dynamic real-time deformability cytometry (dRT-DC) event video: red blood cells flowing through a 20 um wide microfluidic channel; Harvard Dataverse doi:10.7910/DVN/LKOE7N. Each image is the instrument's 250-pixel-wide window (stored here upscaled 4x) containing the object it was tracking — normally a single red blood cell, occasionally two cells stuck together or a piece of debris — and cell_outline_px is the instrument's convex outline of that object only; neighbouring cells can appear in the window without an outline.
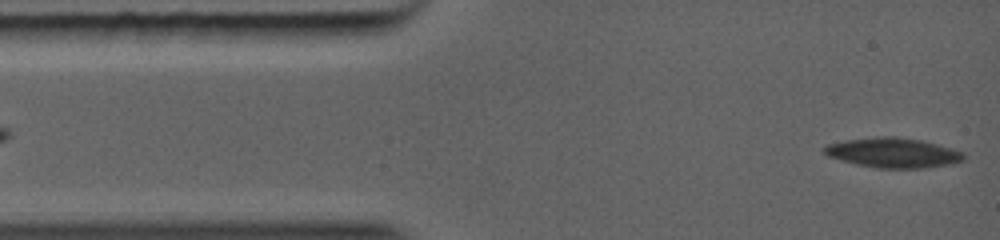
{"species": "common noctule bat (a hibernating species)", "species_latin": "Nyctalus noctula", "temperature_condition": "warm", "stored_images_in_passage": 12, "camera_frame_rate_fps": 5000, "um_per_image_px": 0.085, "animal": {"sex": "female", "body_mass_g": 19.0, "forearm_length_mm": 56.7}, "frame": {"image": 1, "passage_image": 1, "time_ms": 0.0, "image_size_px": [1000, 240], "cell_outline_px": [[964, 160], [952, 164], [924, 168], [876, 168], [856, 164], [840, 160], [828, 156], [824, 152], [824, 144], [844, 140], [880, 136], [892, 136], [924, 140], [952, 148], [964, 152]], "centroid_in_image_um": [75.92, 12.98], "position_along_channel_um": 9.1, "area_um2": 24.51}}
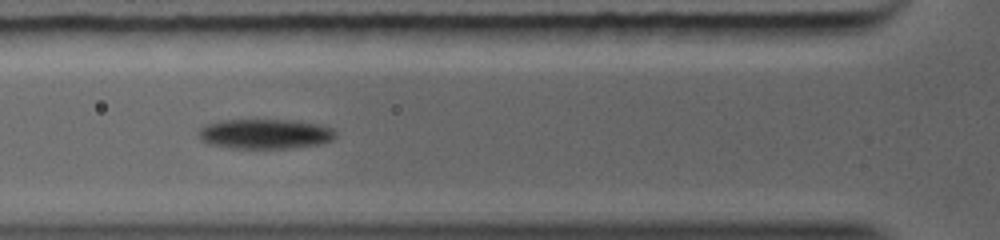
{"frame": {"image": 2, "passage_image": 7, "time_ms": 3.4, "image_size_px": [1000, 240], "cell_outline_px": [[336, 136], [332, 140], [316, 144], [292, 148], [232, 148], [208, 144], [200, 140], [196, 132], [204, 124], [224, 120], [296, 120], [320, 124], [332, 128], [336, 132]], "centroid_in_image_um": [22.49, 11.37], "position_along_channel_um": 103.3, "area_um2": 24.04}}
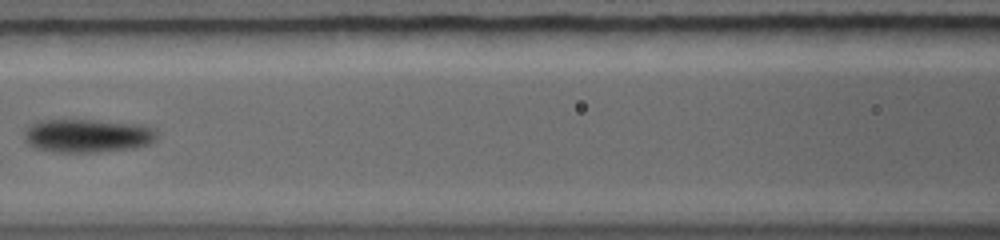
{"frame": {"image": 3, "passage_image": 9, "time_ms": 4.6, "image_size_px": [1000, 240], "cell_outline_px": [[156, 140], [148, 144], [136, 148], [96, 152], [56, 152], [32, 148], [24, 140], [24, 132], [36, 120], [88, 120], [132, 124], [152, 128], [156, 132]], "centroid_in_image_um": [7.37, 11.55], "position_along_channel_um": 159.2, "area_um2": 25.72}}